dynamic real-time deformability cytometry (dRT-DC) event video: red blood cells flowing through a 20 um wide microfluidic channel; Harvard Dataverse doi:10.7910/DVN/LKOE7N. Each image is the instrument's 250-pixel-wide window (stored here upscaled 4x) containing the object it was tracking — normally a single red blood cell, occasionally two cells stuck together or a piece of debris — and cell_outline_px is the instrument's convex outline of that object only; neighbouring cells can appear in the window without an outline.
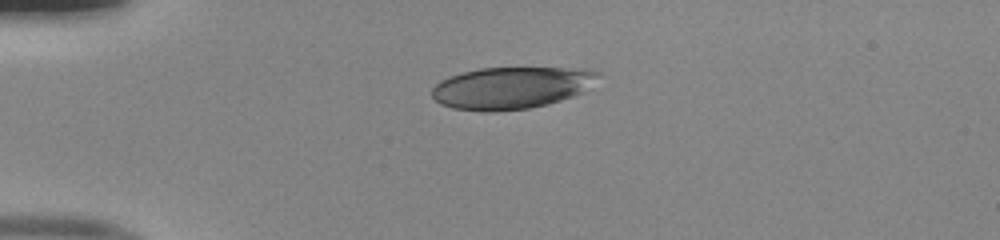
{"species": "human", "species_latin": "Homo sapiens", "temperature_condition": "room temperature", "stored_images_in_passage": 39, "camera_frame_rate_fps": 3000, "um_per_image_px": 0.085, "donor": {"sex": "male"}, "frame": {"image": 1, "passage_image": 1, "time_ms": 0.0, "image_size_px": [1000, 240], "cell_outline_px": [[600, 72], [580, 92], [572, 96], [548, 104], [528, 108], [496, 112], [480, 112], [452, 108], [440, 104], [432, 96], [432, 88], [440, 80], [448, 76], [480, 68], [588, 68]], "centroid_in_image_um": [43.37, 7.47], "position_along_channel_um": 41.6, "area_um2": 40.4}}
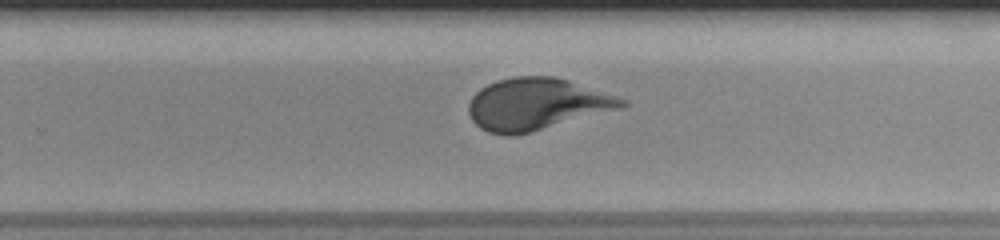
{"frame": {"image": 2, "passage_image": 22, "time_ms": 7.0, "image_size_px": [1000, 240], "cell_outline_px": [[628, 104], [620, 108], [528, 132], [512, 136], [504, 136], [488, 132], [480, 128], [472, 120], [468, 112], [468, 104], [472, 96], [480, 88], [496, 80], [512, 76], [552, 76], [568, 80], [628, 100]], "centroid_in_image_um": [45.55, 8.84], "position_along_channel_um": 284.3, "area_um2": 45.84}}
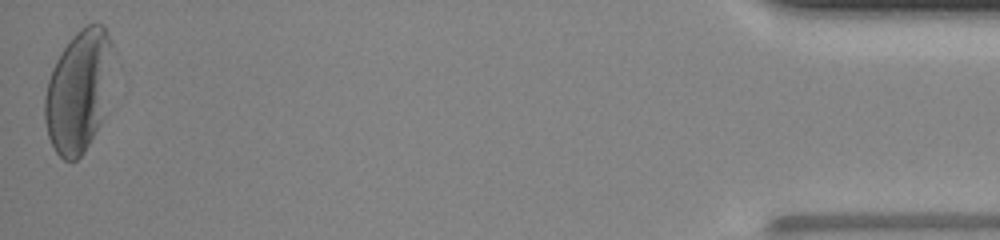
{"frame": {"image": 3, "passage_image": 39, "time_ms": 12.667, "image_size_px": [1000, 240], "cell_outline_px": [[112, 48], [104, 116], [100, 124], [84, 152], [76, 160], [64, 160], [56, 152], [48, 136], [44, 120], [44, 96], [48, 80], [52, 68], [60, 52], [72, 36], [80, 28], [88, 24], [104, 24], [108, 32], [112, 44]], "centroid_in_image_um": [6.64, 7.73], "position_along_channel_um": 428.6, "area_um2": 48.09}, "authors_computed_cell_mechanics": {"area_um2": 44.0436, "velocity_mm_per_s": 4.001, "shape_relaxation_time_tau1_ms": 4.143, "shape_relaxation_time_tau2_ms": null, "deformation_change_tau1": 0.1707, "deformation_change_tau2": null}}